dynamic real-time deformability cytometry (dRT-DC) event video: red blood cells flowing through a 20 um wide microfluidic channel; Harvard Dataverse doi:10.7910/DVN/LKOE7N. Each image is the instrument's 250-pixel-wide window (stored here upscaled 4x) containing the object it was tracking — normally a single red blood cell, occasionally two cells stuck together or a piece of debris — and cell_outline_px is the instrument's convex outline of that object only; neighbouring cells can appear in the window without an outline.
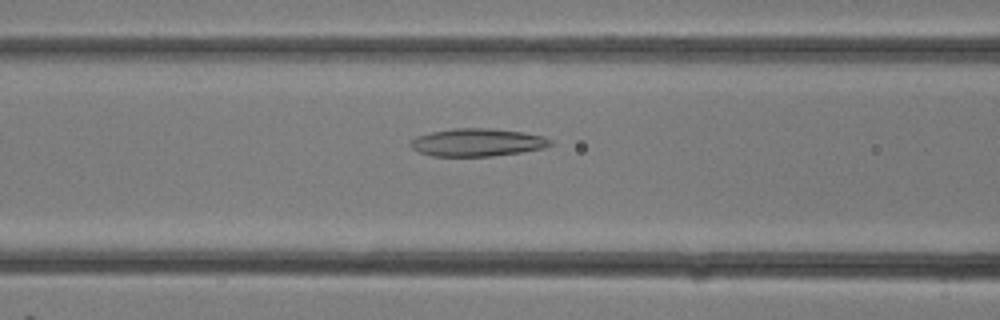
{"species": "common noctule bat (a hibernating species)", "species_latin": "Nyctalus noctula", "temperature_condition": "room temperature", "stored_images_in_passage": 16, "camera_frame_rate_fps": 3000, "um_per_image_px": 0.085, "animal": {"sex": "female"}, "frame": {"image": 1, "passage_image": 12, "time_ms": 3.667, "image_size_px": [1000, 320], "cell_outline_px": [[552, 144], [544, 148], [520, 152], [492, 156], [432, 156], [420, 152], [412, 148], [408, 144], [416, 136], [432, 132], [452, 128], [488, 128], [524, 132], [544, 136], [552, 140]], "centroid_in_image_um": [40.57, 12.1], "position_along_channel_um": 126.0, "area_um2": 22.66}}
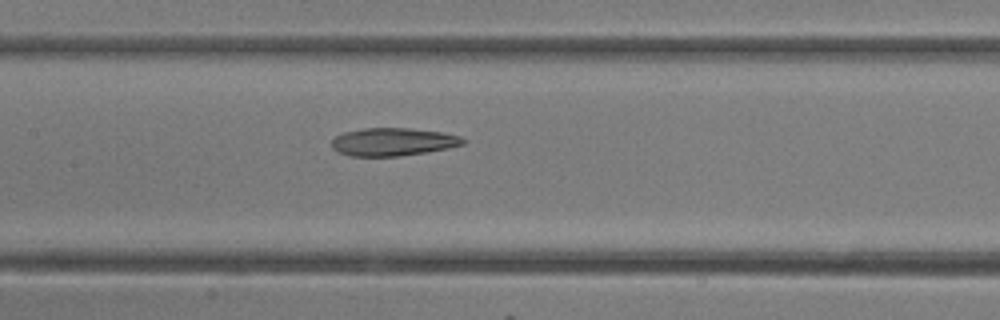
{"frame": {"image": 2, "passage_image": 14, "time_ms": 4.333, "image_size_px": [1000, 320], "cell_outline_px": [[468, 140], [464, 144], [448, 148], [400, 156], [348, 156], [336, 152], [332, 148], [332, 140], [336, 136], [344, 132], [364, 128], [408, 128], [444, 132], [460, 136]], "centroid_in_image_um": [33.4, 12.06], "position_along_channel_um": 174.0, "area_um2": 21.5}}
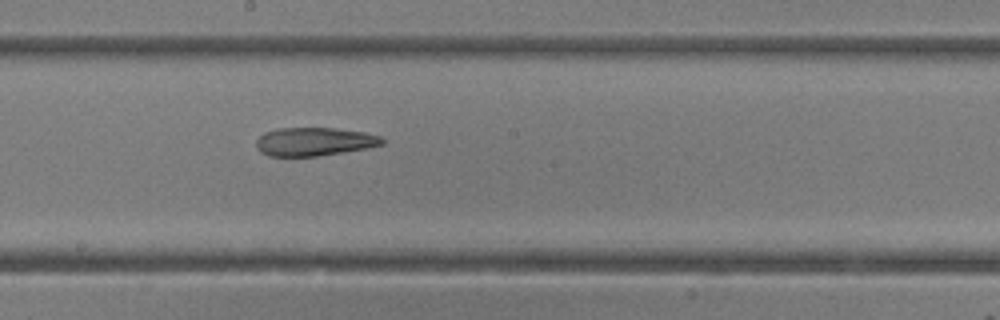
{"frame": {"image": 3, "passage_image": 16, "time_ms": 5.0, "image_size_px": [1000, 320], "cell_outline_px": [[384, 144], [368, 148], [316, 156], [268, 156], [260, 152], [256, 148], [256, 140], [264, 132], [276, 128], [336, 128], [364, 132], [380, 136], [384, 140]], "centroid_in_image_um": [26.69, 12.03], "position_along_channel_um": 221.5, "area_um2": 20.92}}